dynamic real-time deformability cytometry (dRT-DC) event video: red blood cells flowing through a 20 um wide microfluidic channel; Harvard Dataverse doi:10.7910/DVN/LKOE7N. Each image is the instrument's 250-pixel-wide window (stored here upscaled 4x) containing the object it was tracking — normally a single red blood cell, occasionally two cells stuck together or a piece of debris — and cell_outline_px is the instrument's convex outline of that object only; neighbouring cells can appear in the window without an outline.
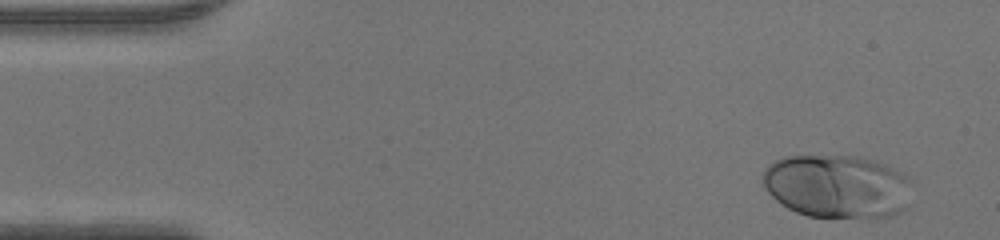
{"species": "human", "species_latin": "Homo sapiens", "temperature_condition": "warm", "stored_images_in_passage": 45, "camera_frame_rate_fps": 3000, "um_per_image_px": 0.085, "donor": {"sex": "male"}, "frame": {"image": 1, "passage_image": 1, "time_ms": 0.0, "image_size_px": [1000, 240], "cell_outline_px": [[908, 208], [900, 212], [888, 216], [808, 216], [796, 212], [780, 204], [764, 188], [760, 176], [764, 168], [776, 160], [784, 156], [856, 156], [876, 160], [884, 164], [904, 176], [908, 180]], "centroid_in_image_um": [71.08, 15.82], "position_along_channel_um": 13.9, "area_um2": 54.68}}
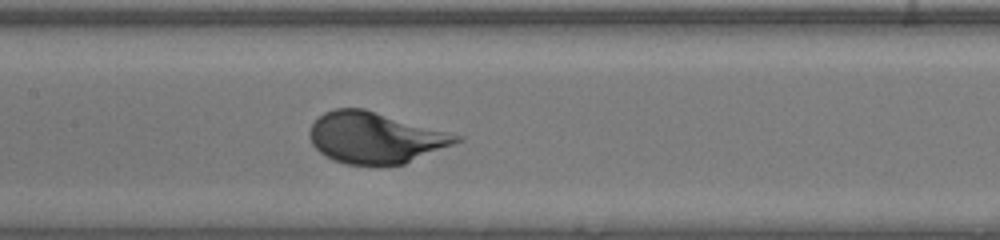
{"frame": {"image": 2, "passage_image": 20, "time_ms": 6.333, "image_size_px": [1000, 240], "cell_outline_px": [[464, 140], [404, 164], [344, 164], [332, 160], [324, 156], [312, 144], [308, 136], [308, 132], [312, 124], [324, 112], [336, 108], [364, 108], [464, 136]], "centroid_in_image_um": [31.89, 11.7], "position_along_channel_um": 175.5, "area_um2": 43.75}}
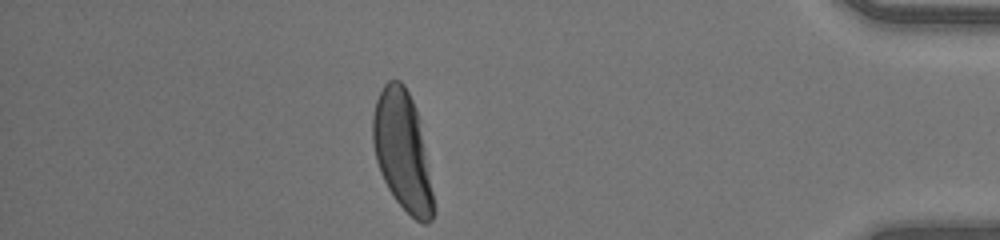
{"frame": {"image": 3, "passage_image": 39, "time_ms": 12.667, "image_size_px": [1000, 240], "cell_outline_px": [[432, 220], [428, 224], [424, 224], [416, 220], [396, 200], [388, 188], [380, 172], [376, 160], [372, 144], [372, 116], [376, 100], [384, 84], [388, 80], [400, 80], [404, 84], [412, 100], [416, 112], [432, 192]], "centroid_in_image_um": [34.14, 12.81], "position_along_channel_um": 401.1, "area_um2": 40.81}}